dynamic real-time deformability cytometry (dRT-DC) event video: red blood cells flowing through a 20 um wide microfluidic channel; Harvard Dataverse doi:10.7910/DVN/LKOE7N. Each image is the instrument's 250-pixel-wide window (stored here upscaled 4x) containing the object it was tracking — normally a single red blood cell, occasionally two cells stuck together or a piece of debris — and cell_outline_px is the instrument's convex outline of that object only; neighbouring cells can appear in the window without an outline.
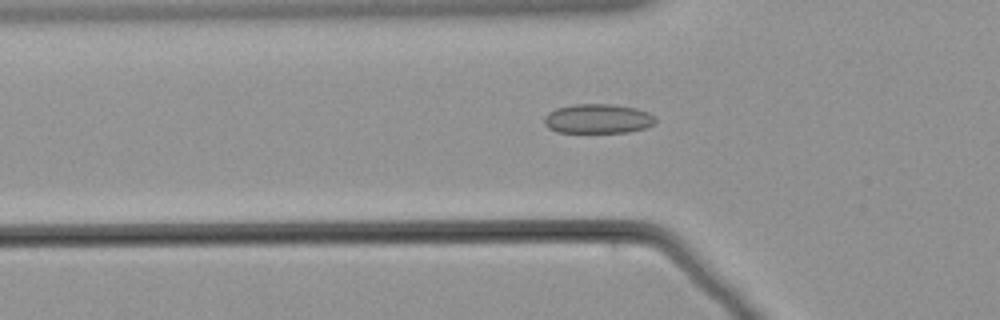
{"species": "common noctule bat (a hibernating species)", "species_latin": "Nyctalus noctula", "temperature_condition": "warm", "stored_images_in_passage": 56, "camera_frame_rate_fps": 3000, "um_per_image_px": 0.085, "animal": {"sex": "male", "body_mass_g": 21.5, "forearm_length_mm": 52.0}, "frame": {"image": 1, "passage_image": 16, "time_ms": 5.0, "image_size_px": [1000, 320], "cell_outline_px": [[656, 120], [652, 124], [644, 128], [628, 132], [556, 132], [548, 128], [544, 124], [544, 116], [548, 112], [556, 108], [572, 104], [612, 104], [636, 108], [648, 112], [656, 116]], "centroid_in_image_um": [50.79, 10.08], "position_along_channel_um": 75.0, "area_um2": 19.19}}
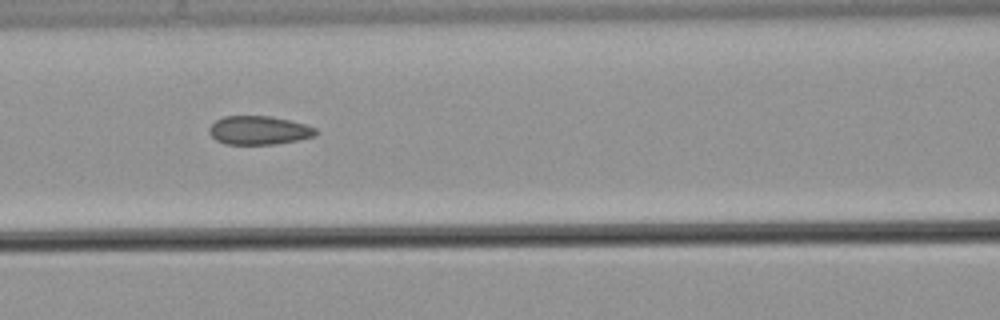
{"frame": {"image": 2, "passage_image": 22, "time_ms": 7.0, "image_size_px": [1000, 320], "cell_outline_px": [[316, 132], [312, 136], [296, 140], [272, 144], [224, 144], [216, 140], [208, 132], [208, 128], [216, 120], [224, 116], [272, 116], [304, 124], [316, 128]], "centroid_in_image_um": [21.94, 11.07], "position_along_channel_um": 144.7, "area_um2": 17.57}}
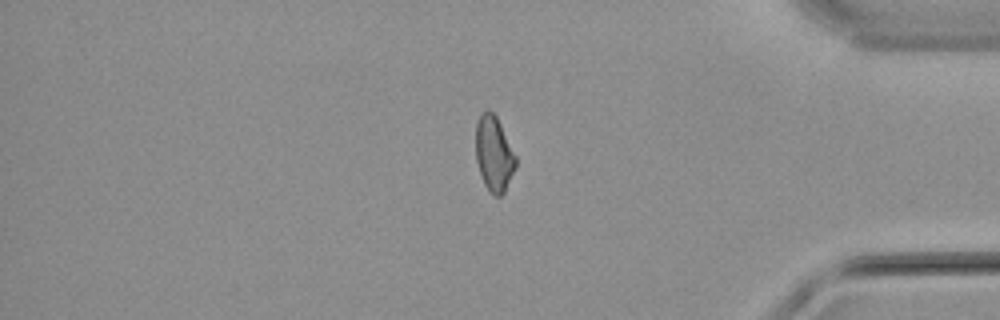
{"frame": {"image": 3, "passage_image": 46, "time_ms": 15.0, "image_size_px": [1000, 320], "cell_outline_px": [[516, 168], [504, 192], [500, 196], [492, 196], [484, 184], [476, 160], [476, 124], [480, 112], [488, 108], [496, 116], [516, 156]], "centroid_in_image_um": [41.98, 13.07], "position_along_channel_um": 393.2, "area_um2": 17.57}}